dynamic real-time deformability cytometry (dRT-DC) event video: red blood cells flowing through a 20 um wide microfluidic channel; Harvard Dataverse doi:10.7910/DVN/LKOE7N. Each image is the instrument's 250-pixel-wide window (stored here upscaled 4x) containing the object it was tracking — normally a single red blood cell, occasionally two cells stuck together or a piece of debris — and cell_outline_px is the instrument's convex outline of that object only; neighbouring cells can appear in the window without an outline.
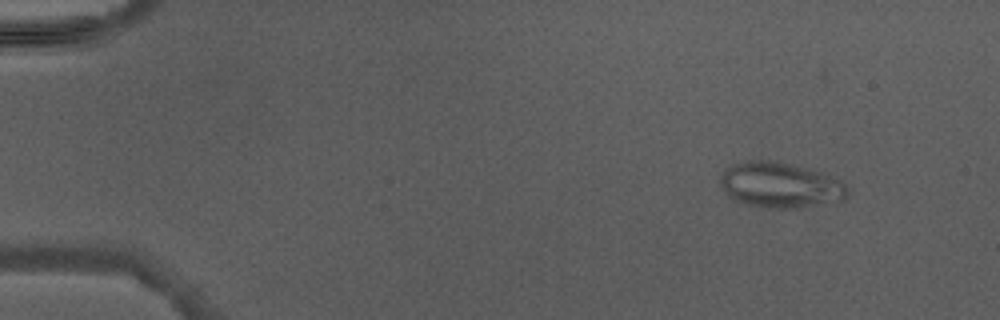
{"species": "Egyptian fruit bat (a non-hibernating species)", "species_latin": "Rousettus aegyptiacus", "temperature_condition": "warm", "stored_images_in_passage": 4, "camera_frame_rate_fps": 3000, "um_per_image_px": 0.085, "animal": {"sex": "male"}, "frame": {"image": 1, "passage_image": 2, "time_ms": 1.0, "image_size_px": [1000, 320], "cell_outline_px": [[848, 196], [844, 200], [792, 208], [776, 208], [744, 204], [728, 196], [720, 184], [720, 176], [728, 168], [736, 164], [748, 160], [772, 160], [820, 172], [832, 176], [840, 180], [848, 188]], "centroid_in_image_um": [66.33, 15.73], "position_along_channel_um": 18.7, "area_um2": 33.23}}